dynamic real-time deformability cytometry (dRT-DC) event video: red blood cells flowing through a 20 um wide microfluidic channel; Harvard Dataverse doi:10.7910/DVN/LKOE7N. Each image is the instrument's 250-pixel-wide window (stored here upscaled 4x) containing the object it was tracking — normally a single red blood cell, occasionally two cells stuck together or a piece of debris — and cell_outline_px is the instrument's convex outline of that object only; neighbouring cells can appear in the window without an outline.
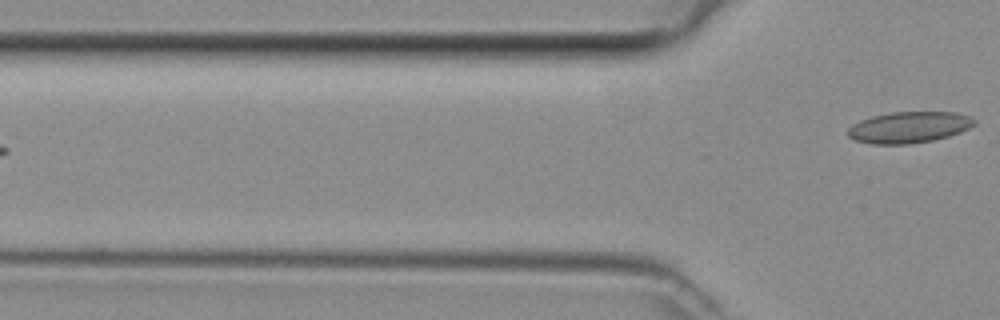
{"species": "common noctule bat (a hibernating species)", "species_latin": "Nyctalus noctula", "temperature_condition": "room temperature", "stored_images_in_passage": 2, "camera_frame_rate_fps": 3000, "um_per_image_px": 0.085, "animal": {"sex": "female", "body_mass_g": 29.2, "forearm_length_mm": 56.3}, "frame": {"image": 1, "passage_image": 2, "time_ms": 0.333, "image_size_px": [1000, 320], "cell_outline_px": [[976, 124], [960, 132], [948, 136], [932, 140], [908, 144], [872, 144], [856, 140], [848, 136], [848, 128], [852, 124], [860, 120], [872, 116], [892, 112], [956, 112], [968, 116], [976, 120]], "centroid_in_image_um": [77.26, 10.81], "position_along_channel_um": 48.5, "area_um2": 22.95}}